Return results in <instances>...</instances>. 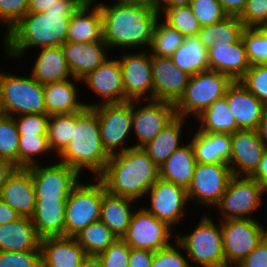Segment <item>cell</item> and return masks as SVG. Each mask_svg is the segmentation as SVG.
<instances>
[{
  "instance_id": "6da1fadb",
  "label": "cell",
  "mask_w": 267,
  "mask_h": 267,
  "mask_svg": "<svg viewBox=\"0 0 267 267\" xmlns=\"http://www.w3.org/2000/svg\"><path fill=\"white\" fill-rule=\"evenodd\" d=\"M84 1L60 0L45 12H28L2 37L6 57L20 61L31 48L62 46L67 42L70 19Z\"/></svg>"
},
{
  "instance_id": "7a4b0ae2",
  "label": "cell",
  "mask_w": 267,
  "mask_h": 267,
  "mask_svg": "<svg viewBox=\"0 0 267 267\" xmlns=\"http://www.w3.org/2000/svg\"><path fill=\"white\" fill-rule=\"evenodd\" d=\"M104 2L96 5L102 14L103 42L106 46L111 51L116 48L120 51L121 48V52L124 49L148 50L160 15L146 3L107 5Z\"/></svg>"
},
{
  "instance_id": "3957f363",
  "label": "cell",
  "mask_w": 267,
  "mask_h": 267,
  "mask_svg": "<svg viewBox=\"0 0 267 267\" xmlns=\"http://www.w3.org/2000/svg\"><path fill=\"white\" fill-rule=\"evenodd\" d=\"M98 178L109 193L138 202L159 179V167L143 148H130L110 155L104 172Z\"/></svg>"
},
{
  "instance_id": "277c9868",
  "label": "cell",
  "mask_w": 267,
  "mask_h": 267,
  "mask_svg": "<svg viewBox=\"0 0 267 267\" xmlns=\"http://www.w3.org/2000/svg\"><path fill=\"white\" fill-rule=\"evenodd\" d=\"M109 159L110 155L102 145L95 109L85 107L74 112L72 138L56 156V160L75 169L81 176L86 170L93 174L91 177L98 178L104 172Z\"/></svg>"
},
{
  "instance_id": "5b68a950",
  "label": "cell",
  "mask_w": 267,
  "mask_h": 267,
  "mask_svg": "<svg viewBox=\"0 0 267 267\" xmlns=\"http://www.w3.org/2000/svg\"><path fill=\"white\" fill-rule=\"evenodd\" d=\"M208 214H202L190 233L178 231L174 235L185 251L190 267H225L221 223Z\"/></svg>"
},
{
  "instance_id": "8992f818",
  "label": "cell",
  "mask_w": 267,
  "mask_h": 267,
  "mask_svg": "<svg viewBox=\"0 0 267 267\" xmlns=\"http://www.w3.org/2000/svg\"><path fill=\"white\" fill-rule=\"evenodd\" d=\"M0 70V113L11 117L46 114L43 85L31 75Z\"/></svg>"
},
{
  "instance_id": "52a82bcc",
  "label": "cell",
  "mask_w": 267,
  "mask_h": 267,
  "mask_svg": "<svg viewBox=\"0 0 267 267\" xmlns=\"http://www.w3.org/2000/svg\"><path fill=\"white\" fill-rule=\"evenodd\" d=\"M83 180L72 189L65 204L64 236L75 237L85 227L100 219L101 204L107 191L99 178Z\"/></svg>"
},
{
  "instance_id": "ba28073f",
  "label": "cell",
  "mask_w": 267,
  "mask_h": 267,
  "mask_svg": "<svg viewBox=\"0 0 267 267\" xmlns=\"http://www.w3.org/2000/svg\"><path fill=\"white\" fill-rule=\"evenodd\" d=\"M232 83L228 76L213 70L191 76L183 96L175 104L176 116L196 118L216 100L224 98Z\"/></svg>"
},
{
  "instance_id": "9c48e42d",
  "label": "cell",
  "mask_w": 267,
  "mask_h": 267,
  "mask_svg": "<svg viewBox=\"0 0 267 267\" xmlns=\"http://www.w3.org/2000/svg\"><path fill=\"white\" fill-rule=\"evenodd\" d=\"M263 196V186L256 179L232 176L225 193L214 207L222 216L218 219H257L252 215L265 205Z\"/></svg>"
},
{
  "instance_id": "30bf717a",
  "label": "cell",
  "mask_w": 267,
  "mask_h": 267,
  "mask_svg": "<svg viewBox=\"0 0 267 267\" xmlns=\"http://www.w3.org/2000/svg\"><path fill=\"white\" fill-rule=\"evenodd\" d=\"M258 219L220 221L225 267H235L267 236V227Z\"/></svg>"
},
{
  "instance_id": "8fae6325",
  "label": "cell",
  "mask_w": 267,
  "mask_h": 267,
  "mask_svg": "<svg viewBox=\"0 0 267 267\" xmlns=\"http://www.w3.org/2000/svg\"><path fill=\"white\" fill-rule=\"evenodd\" d=\"M93 108L98 116L100 137L107 153L113 155L133 148L132 144H127L128 138L133 136L132 101L101 104Z\"/></svg>"
},
{
  "instance_id": "7c38bea8",
  "label": "cell",
  "mask_w": 267,
  "mask_h": 267,
  "mask_svg": "<svg viewBox=\"0 0 267 267\" xmlns=\"http://www.w3.org/2000/svg\"><path fill=\"white\" fill-rule=\"evenodd\" d=\"M149 204L143 208L158 220L165 222L174 230L188 214L187 190L173 182L159 178L146 194ZM186 212V213H185ZM185 216V217H184Z\"/></svg>"
},
{
  "instance_id": "4fadbf2b",
  "label": "cell",
  "mask_w": 267,
  "mask_h": 267,
  "mask_svg": "<svg viewBox=\"0 0 267 267\" xmlns=\"http://www.w3.org/2000/svg\"><path fill=\"white\" fill-rule=\"evenodd\" d=\"M176 117L175 104L159 100L132 101L133 148H142Z\"/></svg>"
},
{
  "instance_id": "5bb4252c",
  "label": "cell",
  "mask_w": 267,
  "mask_h": 267,
  "mask_svg": "<svg viewBox=\"0 0 267 267\" xmlns=\"http://www.w3.org/2000/svg\"><path fill=\"white\" fill-rule=\"evenodd\" d=\"M165 222L148 213L143 206L136 207L131 222L122 239L135 249H146L156 252L168 247L176 234Z\"/></svg>"
},
{
  "instance_id": "9a60e30c",
  "label": "cell",
  "mask_w": 267,
  "mask_h": 267,
  "mask_svg": "<svg viewBox=\"0 0 267 267\" xmlns=\"http://www.w3.org/2000/svg\"><path fill=\"white\" fill-rule=\"evenodd\" d=\"M118 57L125 89V102L153 99L151 55L146 49L123 51Z\"/></svg>"
},
{
  "instance_id": "2e32d148",
  "label": "cell",
  "mask_w": 267,
  "mask_h": 267,
  "mask_svg": "<svg viewBox=\"0 0 267 267\" xmlns=\"http://www.w3.org/2000/svg\"><path fill=\"white\" fill-rule=\"evenodd\" d=\"M27 167L31 173L36 199L68 198L82 179L80 174L65 163L54 161Z\"/></svg>"
},
{
  "instance_id": "e0dca14e",
  "label": "cell",
  "mask_w": 267,
  "mask_h": 267,
  "mask_svg": "<svg viewBox=\"0 0 267 267\" xmlns=\"http://www.w3.org/2000/svg\"><path fill=\"white\" fill-rule=\"evenodd\" d=\"M228 164L197 163L190 186L187 189L190 202L196 201L202 207L214 208L225 193L232 177ZM211 206V207H210Z\"/></svg>"
},
{
  "instance_id": "ac0fdd59",
  "label": "cell",
  "mask_w": 267,
  "mask_h": 267,
  "mask_svg": "<svg viewBox=\"0 0 267 267\" xmlns=\"http://www.w3.org/2000/svg\"><path fill=\"white\" fill-rule=\"evenodd\" d=\"M81 83H85L95 97L101 99L98 103L84 102L86 107H95L101 104L125 102V89L123 86L122 72L119 60L109 57L96 70L92 71Z\"/></svg>"
},
{
  "instance_id": "d6986e66",
  "label": "cell",
  "mask_w": 267,
  "mask_h": 267,
  "mask_svg": "<svg viewBox=\"0 0 267 267\" xmlns=\"http://www.w3.org/2000/svg\"><path fill=\"white\" fill-rule=\"evenodd\" d=\"M231 154L228 165L233 176L251 177L266 153L257 130L240 129L231 134Z\"/></svg>"
},
{
  "instance_id": "ffe728a7",
  "label": "cell",
  "mask_w": 267,
  "mask_h": 267,
  "mask_svg": "<svg viewBox=\"0 0 267 267\" xmlns=\"http://www.w3.org/2000/svg\"><path fill=\"white\" fill-rule=\"evenodd\" d=\"M153 100L176 104L183 96L190 75L179 69L170 57L151 56Z\"/></svg>"
},
{
  "instance_id": "44dd1931",
  "label": "cell",
  "mask_w": 267,
  "mask_h": 267,
  "mask_svg": "<svg viewBox=\"0 0 267 267\" xmlns=\"http://www.w3.org/2000/svg\"><path fill=\"white\" fill-rule=\"evenodd\" d=\"M68 68L78 81H82L109 58V48L103 42H66L62 45ZM108 51V52H107ZM108 53V54H107Z\"/></svg>"
},
{
  "instance_id": "7402d4cb",
  "label": "cell",
  "mask_w": 267,
  "mask_h": 267,
  "mask_svg": "<svg viewBox=\"0 0 267 267\" xmlns=\"http://www.w3.org/2000/svg\"><path fill=\"white\" fill-rule=\"evenodd\" d=\"M239 129L257 130L266 106L239 81L226 90L225 97Z\"/></svg>"
},
{
  "instance_id": "603a6c76",
  "label": "cell",
  "mask_w": 267,
  "mask_h": 267,
  "mask_svg": "<svg viewBox=\"0 0 267 267\" xmlns=\"http://www.w3.org/2000/svg\"><path fill=\"white\" fill-rule=\"evenodd\" d=\"M0 198L20 217L31 218L36 196L30 171L27 168H16L2 187Z\"/></svg>"
},
{
  "instance_id": "cb8c5ba5",
  "label": "cell",
  "mask_w": 267,
  "mask_h": 267,
  "mask_svg": "<svg viewBox=\"0 0 267 267\" xmlns=\"http://www.w3.org/2000/svg\"><path fill=\"white\" fill-rule=\"evenodd\" d=\"M207 54L209 70L222 73L233 82L240 81L250 68L242 38L227 46L212 45Z\"/></svg>"
},
{
  "instance_id": "d4e9b609",
  "label": "cell",
  "mask_w": 267,
  "mask_h": 267,
  "mask_svg": "<svg viewBox=\"0 0 267 267\" xmlns=\"http://www.w3.org/2000/svg\"><path fill=\"white\" fill-rule=\"evenodd\" d=\"M40 249L42 267H80L87 255L75 237H43Z\"/></svg>"
},
{
  "instance_id": "484cf974",
  "label": "cell",
  "mask_w": 267,
  "mask_h": 267,
  "mask_svg": "<svg viewBox=\"0 0 267 267\" xmlns=\"http://www.w3.org/2000/svg\"><path fill=\"white\" fill-rule=\"evenodd\" d=\"M103 39L102 14L98 5L85 0L73 13L67 33V42H99Z\"/></svg>"
},
{
  "instance_id": "4316f807",
  "label": "cell",
  "mask_w": 267,
  "mask_h": 267,
  "mask_svg": "<svg viewBox=\"0 0 267 267\" xmlns=\"http://www.w3.org/2000/svg\"><path fill=\"white\" fill-rule=\"evenodd\" d=\"M80 83L81 81L72 78L43 85L46 114H70L83 110L86 106L78 93L77 86Z\"/></svg>"
},
{
  "instance_id": "83f0119b",
  "label": "cell",
  "mask_w": 267,
  "mask_h": 267,
  "mask_svg": "<svg viewBox=\"0 0 267 267\" xmlns=\"http://www.w3.org/2000/svg\"><path fill=\"white\" fill-rule=\"evenodd\" d=\"M30 75L41 85L72 79L62 46L37 49Z\"/></svg>"
},
{
  "instance_id": "f1b7e54d",
  "label": "cell",
  "mask_w": 267,
  "mask_h": 267,
  "mask_svg": "<svg viewBox=\"0 0 267 267\" xmlns=\"http://www.w3.org/2000/svg\"><path fill=\"white\" fill-rule=\"evenodd\" d=\"M41 237L31 218L19 217L0 225V251L21 252L40 249Z\"/></svg>"
},
{
  "instance_id": "f546056e",
  "label": "cell",
  "mask_w": 267,
  "mask_h": 267,
  "mask_svg": "<svg viewBox=\"0 0 267 267\" xmlns=\"http://www.w3.org/2000/svg\"><path fill=\"white\" fill-rule=\"evenodd\" d=\"M197 163L228 164L231 154V134L196 131L189 140Z\"/></svg>"
},
{
  "instance_id": "4dcf8cb0",
  "label": "cell",
  "mask_w": 267,
  "mask_h": 267,
  "mask_svg": "<svg viewBox=\"0 0 267 267\" xmlns=\"http://www.w3.org/2000/svg\"><path fill=\"white\" fill-rule=\"evenodd\" d=\"M66 200L67 198L36 199L31 221L41 238L64 236Z\"/></svg>"
},
{
  "instance_id": "1f68e13d",
  "label": "cell",
  "mask_w": 267,
  "mask_h": 267,
  "mask_svg": "<svg viewBox=\"0 0 267 267\" xmlns=\"http://www.w3.org/2000/svg\"><path fill=\"white\" fill-rule=\"evenodd\" d=\"M188 143V144H187ZM175 150L159 166V178L173 182L186 190L191 184L197 161L190 141Z\"/></svg>"
},
{
  "instance_id": "d6a6232c",
  "label": "cell",
  "mask_w": 267,
  "mask_h": 267,
  "mask_svg": "<svg viewBox=\"0 0 267 267\" xmlns=\"http://www.w3.org/2000/svg\"><path fill=\"white\" fill-rule=\"evenodd\" d=\"M137 203L138 202L132 199L114 195L106 191L102 199L99 220H101L117 238H122L136 210L133 205Z\"/></svg>"
},
{
  "instance_id": "836d02e7",
  "label": "cell",
  "mask_w": 267,
  "mask_h": 267,
  "mask_svg": "<svg viewBox=\"0 0 267 267\" xmlns=\"http://www.w3.org/2000/svg\"><path fill=\"white\" fill-rule=\"evenodd\" d=\"M186 120L188 119L176 116L152 141L142 147L158 167L164 163L175 150L184 145L181 141L183 138V128L187 125Z\"/></svg>"
},
{
  "instance_id": "e575fe53",
  "label": "cell",
  "mask_w": 267,
  "mask_h": 267,
  "mask_svg": "<svg viewBox=\"0 0 267 267\" xmlns=\"http://www.w3.org/2000/svg\"><path fill=\"white\" fill-rule=\"evenodd\" d=\"M207 53L208 50L197 36L185 37L170 58L175 66L193 76L209 70Z\"/></svg>"
},
{
  "instance_id": "d590c367",
  "label": "cell",
  "mask_w": 267,
  "mask_h": 267,
  "mask_svg": "<svg viewBox=\"0 0 267 267\" xmlns=\"http://www.w3.org/2000/svg\"><path fill=\"white\" fill-rule=\"evenodd\" d=\"M194 119L201 123L197 129L201 132L232 134L240 130L225 98L216 100Z\"/></svg>"
},
{
  "instance_id": "8d00e7d4",
  "label": "cell",
  "mask_w": 267,
  "mask_h": 267,
  "mask_svg": "<svg viewBox=\"0 0 267 267\" xmlns=\"http://www.w3.org/2000/svg\"><path fill=\"white\" fill-rule=\"evenodd\" d=\"M243 24L238 16H228L224 20L203 26L198 32L197 37L204 47L208 50L212 45H230L241 38Z\"/></svg>"
},
{
  "instance_id": "74e56055",
  "label": "cell",
  "mask_w": 267,
  "mask_h": 267,
  "mask_svg": "<svg viewBox=\"0 0 267 267\" xmlns=\"http://www.w3.org/2000/svg\"><path fill=\"white\" fill-rule=\"evenodd\" d=\"M184 36L168 25L162 17L155 23L149 52L151 56L171 57L183 43Z\"/></svg>"
},
{
  "instance_id": "f35d334b",
  "label": "cell",
  "mask_w": 267,
  "mask_h": 267,
  "mask_svg": "<svg viewBox=\"0 0 267 267\" xmlns=\"http://www.w3.org/2000/svg\"><path fill=\"white\" fill-rule=\"evenodd\" d=\"M75 239L87 255H98L117 237L101 220H98L85 227L75 236Z\"/></svg>"
},
{
  "instance_id": "ab89813d",
  "label": "cell",
  "mask_w": 267,
  "mask_h": 267,
  "mask_svg": "<svg viewBox=\"0 0 267 267\" xmlns=\"http://www.w3.org/2000/svg\"><path fill=\"white\" fill-rule=\"evenodd\" d=\"M18 144V168H27L32 165L39 164L40 159L37 158H41L44 156L49 157V155H52L50 156L51 158L56 157V155L53 153L49 146L47 135H20Z\"/></svg>"
},
{
  "instance_id": "60d3db41",
  "label": "cell",
  "mask_w": 267,
  "mask_h": 267,
  "mask_svg": "<svg viewBox=\"0 0 267 267\" xmlns=\"http://www.w3.org/2000/svg\"><path fill=\"white\" fill-rule=\"evenodd\" d=\"M163 15V16H161ZM163 20L184 37L197 36L201 26L187 2L167 8L160 14Z\"/></svg>"
},
{
  "instance_id": "b9f144b4",
  "label": "cell",
  "mask_w": 267,
  "mask_h": 267,
  "mask_svg": "<svg viewBox=\"0 0 267 267\" xmlns=\"http://www.w3.org/2000/svg\"><path fill=\"white\" fill-rule=\"evenodd\" d=\"M74 128V113L50 115L47 138L49 146L57 156L69 143Z\"/></svg>"
},
{
  "instance_id": "7bdbcfd3",
  "label": "cell",
  "mask_w": 267,
  "mask_h": 267,
  "mask_svg": "<svg viewBox=\"0 0 267 267\" xmlns=\"http://www.w3.org/2000/svg\"><path fill=\"white\" fill-rule=\"evenodd\" d=\"M19 134L14 117L0 113V160L18 168Z\"/></svg>"
},
{
  "instance_id": "ee69618b",
  "label": "cell",
  "mask_w": 267,
  "mask_h": 267,
  "mask_svg": "<svg viewBox=\"0 0 267 267\" xmlns=\"http://www.w3.org/2000/svg\"><path fill=\"white\" fill-rule=\"evenodd\" d=\"M241 38L250 65L267 64V27L244 28Z\"/></svg>"
},
{
  "instance_id": "f6af8a7d",
  "label": "cell",
  "mask_w": 267,
  "mask_h": 267,
  "mask_svg": "<svg viewBox=\"0 0 267 267\" xmlns=\"http://www.w3.org/2000/svg\"><path fill=\"white\" fill-rule=\"evenodd\" d=\"M201 27L224 20L229 15L218 0H186Z\"/></svg>"
},
{
  "instance_id": "bcb514c9",
  "label": "cell",
  "mask_w": 267,
  "mask_h": 267,
  "mask_svg": "<svg viewBox=\"0 0 267 267\" xmlns=\"http://www.w3.org/2000/svg\"><path fill=\"white\" fill-rule=\"evenodd\" d=\"M239 82L267 107V64L250 65Z\"/></svg>"
},
{
  "instance_id": "7dc6e473",
  "label": "cell",
  "mask_w": 267,
  "mask_h": 267,
  "mask_svg": "<svg viewBox=\"0 0 267 267\" xmlns=\"http://www.w3.org/2000/svg\"><path fill=\"white\" fill-rule=\"evenodd\" d=\"M183 252L182 246L174 239L168 247L154 252L151 267H190L188 257Z\"/></svg>"
},
{
  "instance_id": "c3c4849f",
  "label": "cell",
  "mask_w": 267,
  "mask_h": 267,
  "mask_svg": "<svg viewBox=\"0 0 267 267\" xmlns=\"http://www.w3.org/2000/svg\"><path fill=\"white\" fill-rule=\"evenodd\" d=\"M28 13V0H0V25L4 36Z\"/></svg>"
},
{
  "instance_id": "681fc988",
  "label": "cell",
  "mask_w": 267,
  "mask_h": 267,
  "mask_svg": "<svg viewBox=\"0 0 267 267\" xmlns=\"http://www.w3.org/2000/svg\"><path fill=\"white\" fill-rule=\"evenodd\" d=\"M129 255L130 246L122 238H117L97 256L103 267H128Z\"/></svg>"
},
{
  "instance_id": "f907efd6",
  "label": "cell",
  "mask_w": 267,
  "mask_h": 267,
  "mask_svg": "<svg viewBox=\"0 0 267 267\" xmlns=\"http://www.w3.org/2000/svg\"><path fill=\"white\" fill-rule=\"evenodd\" d=\"M19 135L38 136L47 135V114H23L14 117Z\"/></svg>"
},
{
  "instance_id": "816d5d0a",
  "label": "cell",
  "mask_w": 267,
  "mask_h": 267,
  "mask_svg": "<svg viewBox=\"0 0 267 267\" xmlns=\"http://www.w3.org/2000/svg\"><path fill=\"white\" fill-rule=\"evenodd\" d=\"M239 20L244 28L267 27V0H248Z\"/></svg>"
},
{
  "instance_id": "f5cc1de1",
  "label": "cell",
  "mask_w": 267,
  "mask_h": 267,
  "mask_svg": "<svg viewBox=\"0 0 267 267\" xmlns=\"http://www.w3.org/2000/svg\"><path fill=\"white\" fill-rule=\"evenodd\" d=\"M0 267H42L41 250L0 251Z\"/></svg>"
},
{
  "instance_id": "db71d44e",
  "label": "cell",
  "mask_w": 267,
  "mask_h": 267,
  "mask_svg": "<svg viewBox=\"0 0 267 267\" xmlns=\"http://www.w3.org/2000/svg\"><path fill=\"white\" fill-rule=\"evenodd\" d=\"M235 267H267V236Z\"/></svg>"
},
{
  "instance_id": "11a10c76",
  "label": "cell",
  "mask_w": 267,
  "mask_h": 267,
  "mask_svg": "<svg viewBox=\"0 0 267 267\" xmlns=\"http://www.w3.org/2000/svg\"><path fill=\"white\" fill-rule=\"evenodd\" d=\"M154 251L130 247L128 267H151Z\"/></svg>"
},
{
  "instance_id": "9f6ffc18",
  "label": "cell",
  "mask_w": 267,
  "mask_h": 267,
  "mask_svg": "<svg viewBox=\"0 0 267 267\" xmlns=\"http://www.w3.org/2000/svg\"><path fill=\"white\" fill-rule=\"evenodd\" d=\"M229 16H240L248 0H218Z\"/></svg>"
},
{
  "instance_id": "6f0895ef",
  "label": "cell",
  "mask_w": 267,
  "mask_h": 267,
  "mask_svg": "<svg viewBox=\"0 0 267 267\" xmlns=\"http://www.w3.org/2000/svg\"><path fill=\"white\" fill-rule=\"evenodd\" d=\"M184 2H186V0H145V3L159 15L167 8Z\"/></svg>"
},
{
  "instance_id": "680465c9",
  "label": "cell",
  "mask_w": 267,
  "mask_h": 267,
  "mask_svg": "<svg viewBox=\"0 0 267 267\" xmlns=\"http://www.w3.org/2000/svg\"><path fill=\"white\" fill-rule=\"evenodd\" d=\"M20 216L0 198V225L13 222Z\"/></svg>"
},
{
  "instance_id": "91938a15",
  "label": "cell",
  "mask_w": 267,
  "mask_h": 267,
  "mask_svg": "<svg viewBox=\"0 0 267 267\" xmlns=\"http://www.w3.org/2000/svg\"><path fill=\"white\" fill-rule=\"evenodd\" d=\"M54 4H60V0H28V12H45Z\"/></svg>"
},
{
  "instance_id": "94428289",
  "label": "cell",
  "mask_w": 267,
  "mask_h": 267,
  "mask_svg": "<svg viewBox=\"0 0 267 267\" xmlns=\"http://www.w3.org/2000/svg\"><path fill=\"white\" fill-rule=\"evenodd\" d=\"M251 177L256 179L262 186L267 184V151L263 155L256 172Z\"/></svg>"
},
{
  "instance_id": "6125c7cd",
  "label": "cell",
  "mask_w": 267,
  "mask_h": 267,
  "mask_svg": "<svg viewBox=\"0 0 267 267\" xmlns=\"http://www.w3.org/2000/svg\"><path fill=\"white\" fill-rule=\"evenodd\" d=\"M16 168L17 167L13 163L6 160H0V193L2 187L6 184L8 177Z\"/></svg>"
},
{
  "instance_id": "be15d7a7",
  "label": "cell",
  "mask_w": 267,
  "mask_h": 267,
  "mask_svg": "<svg viewBox=\"0 0 267 267\" xmlns=\"http://www.w3.org/2000/svg\"><path fill=\"white\" fill-rule=\"evenodd\" d=\"M257 132L259 134V137L263 144L266 147L267 150V107L265 108L263 112L262 119L260 121L259 127L257 129Z\"/></svg>"
},
{
  "instance_id": "e7e4bbea",
  "label": "cell",
  "mask_w": 267,
  "mask_h": 267,
  "mask_svg": "<svg viewBox=\"0 0 267 267\" xmlns=\"http://www.w3.org/2000/svg\"><path fill=\"white\" fill-rule=\"evenodd\" d=\"M80 267H103L97 255H86Z\"/></svg>"
},
{
  "instance_id": "03108f58",
  "label": "cell",
  "mask_w": 267,
  "mask_h": 267,
  "mask_svg": "<svg viewBox=\"0 0 267 267\" xmlns=\"http://www.w3.org/2000/svg\"><path fill=\"white\" fill-rule=\"evenodd\" d=\"M94 4H97V0H91ZM116 1V2H115ZM114 3L113 0L109 3H107L108 5L110 4H116V5H119V4H140V3H145V0H115ZM96 2V3H95Z\"/></svg>"
},
{
  "instance_id": "003e7915",
  "label": "cell",
  "mask_w": 267,
  "mask_h": 267,
  "mask_svg": "<svg viewBox=\"0 0 267 267\" xmlns=\"http://www.w3.org/2000/svg\"><path fill=\"white\" fill-rule=\"evenodd\" d=\"M263 194L264 196L267 194V184L263 186Z\"/></svg>"
}]
</instances>
